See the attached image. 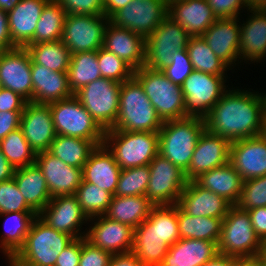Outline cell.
Masks as SVG:
<instances>
[{
    "label": "cell",
    "mask_w": 266,
    "mask_h": 266,
    "mask_svg": "<svg viewBox=\"0 0 266 266\" xmlns=\"http://www.w3.org/2000/svg\"><path fill=\"white\" fill-rule=\"evenodd\" d=\"M149 169L146 197L154 205L177 204L187 183L185 173L160 154L150 162Z\"/></svg>",
    "instance_id": "cell-13"
},
{
    "label": "cell",
    "mask_w": 266,
    "mask_h": 266,
    "mask_svg": "<svg viewBox=\"0 0 266 266\" xmlns=\"http://www.w3.org/2000/svg\"><path fill=\"white\" fill-rule=\"evenodd\" d=\"M120 86L121 83L102 77L74 94L104 131L111 129L116 121Z\"/></svg>",
    "instance_id": "cell-9"
},
{
    "label": "cell",
    "mask_w": 266,
    "mask_h": 266,
    "mask_svg": "<svg viewBox=\"0 0 266 266\" xmlns=\"http://www.w3.org/2000/svg\"><path fill=\"white\" fill-rule=\"evenodd\" d=\"M121 168L116 163L113 154L102 144L89 155L82 168L83 181L99 186L113 196L117 189Z\"/></svg>",
    "instance_id": "cell-26"
},
{
    "label": "cell",
    "mask_w": 266,
    "mask_h": 266,
    "mask_svg": "<svg viewBox=\"0 0 266 266\" xmlns=\"http://www.w3.org/2000/svg\"><path fill=\"white\" fill-rule=\"evenodd\" d=\"M167 16L168 6L164 0H132L116 11L110 22L146 39Z\"/></svg>",
    "instance_id": "cell-14"
},
{
    "label": "cell",
    "mask_w": 266,
    "mask_h": 266,
    "mask_svg": "<svg viewBox=\"0 0 266 266\" xmlns=\"http://www.w3.org/2000/svg\"><path fill=\"white\" fill-rule=\"evenodd\" d=\"M73 240L72 236L53 229L37 215L24 246L9 261V266H55L58 255Z\"/></svg>",
    "instance_id": "cell-3"
},
{
    "label": "cell",
    "mask_w": 266,
    "mask_h": 266,
    "mask_svg": "<svg viewBox=\"0 0 266 266\" xmlns=\"http://www.w3.org/2000/svg\"><path fill=\"white\" fill-rule=\"evenodd\" d=\"M7 216L4 228L6 234L2 237L1 248L9 261L24 246L26 236L30 231L34 219L37 217L35 212H9L0 214Z\"/></svg>",
    "instance_id": "cell-35"
},
{
    "label": "cell",
    "mask_w": 266,
    "mask_h": 266,
    "mask_svg": "<svg viewBox=\"0 0 266 266\" xmlns=\"http://www.w3.org/2000/svg\"><path fill=\"white\" fill-rule=\"evenodd\" d=\"M266 111L261 94L227 90L204 118L205 129L230 142L262 135Z\"/></svg>",
    "instance_id": "cell-1"
},
{
    "label": "cell",
    "mask_w": 266,
    "mask_h": 266,
    "mask_svg": "<svg viewBox=\"0 0 266 266\" xmlns=\"http://www.w3.org/2000/svg\"><path fill=\"white\" fill-rule=\"evenodd\" d=\"M193 70L194 68L186 49L175 52L172 55L171 62L161 69L169 80L180 86Z\"/></svg>",
    "instance_id": "cell-49"
},
{
    "label": "cell",
    "mask_w": 266,
    "mask_h": 266,
    "mask_svg": "<svg viewBox=\"0 0 266 266\" xmlns=\"http://www.w3.org/2000/svg\"><path fill=\"white\" fill-rule=\"evenodd\" d=\"M26 102L18 93L5 88L0 90V112L23 111Z\"/></svg>",
    "instance_id": "cell-54"
},
{
    "label": "cell",
    "mask_w": 266,
    "mask_h": 266,
    "mask_svg": "<svg viewBox=\"0 0 266 266\" xmlns=\"http://www.w3.org/2000/svg\"><path fill=\"white\" fill-rule=\"evenodd\" d=\"M35 163L46 179L52 198L74 195L83 180L81 168L65 164L48 151L36 153Z\"/></svg>",
    "instance_id": "cell-17"
},
{
    "label": "cell",
    "mask_w": 266,
    "mask_h": 266,
    "mask_svg": "<svg viewBox=\"0 0 266 266\" xmlns=\"http://www.w3.org/2000/svg\"><path fill=\"white\" fill-rule=\"evenodd\" d=\"M0 149L15 169L35 163L36 153L28 144L20 127L0 141Z\"/></svg>",
    "instance_id": "cell-43"
},
{
    "label": "cell",
    "mask_w": 266,
    "mask_h": 266,
    "mask_svg": "<svg viewBox=\"0 0 266 266\" xmlns=\"http://www.w3.org/2000/svg\"><path fill=\"white\" fill-rule=\"evenodd\" d=\"M229 162L243 181L266 175V139L259 135L231 142Z\"/></svg>",
    "instance_id": "cell-19"
},
{
    "label": "cell",
    "mask_w": 266,
    "mask_h": 266,
    "mask_svg": "<svg viewBox=\"0 0 266 266\" xmlns=\"http://www.w3.org/2000/svg\"><path fill=\"white\" fill-rule=\"evenodd\" d=\"M108 266H143L138 257L132 252L112 254Z\"/></svg>",
    "instance_id": "cell-58"
},
{
    "label": "cell",
    "mask_w": 266,
    "mask_h": 266,
    "mask_svg": "<svg viewBox=\"0 0 266 266\" xmlns=\"http://www.w3.org/2000/svg\"><path fill=\"white\" fill-rule=\"evenodd\" d=\"M255 234L263 244H266V206L248 210Z\"/></svg>",
    "instance_id": "cell-56"
},
{
    "label": "cell",
    "mask_w": 266,
    "mask_h": 266,
    "mask_svg": "<svg viewBox=\"0 0 266 266\" xmlns=\"http://www.w3.org/2000/svg\"><path fill=\"white\" fill-rule=\"evenodd\" d=\"M205 121L199 117H184L165 121L159 133V154L186 173Z\"/></svg>",
    "instance_id": "cell-4"
},
{
    "label": "cell",
    "mask_w": 266,
    "mask_h": 266,
    "mask_svg": "<svg viewBox=\"0 0 266 266\" xmlns=\"http://www.w3.org/2000/svg\"><path fill=\"white\" fill-rule=\"evenodd\" d=\"M263 246L255 234L248 211L233 205L222 221L219 254L236 257L241 261H255Z\"/></svg>",
    "instance_id": "cell-5"
},
{
    "label": "cell",
    "mask_w": 266,
    "mask_h": 266,
    "mask_svg": "<svg viewBox=\"0 0 266 266\" xmlns=\"http://www.w3.org/2000/svg\"><path fill=\"white\" fill-rule=\"evenodd\" d=\"M38 216L53 229L64 232L74 239L85 237L80 234V226L89 221L74 195L51 198ZM80 234V235H79Z\"/></svg>",
    "instance_id": "cell-18"
},
{
    "label": "cell",
    "mask_w": 266,
    "mask_h": 266,
    "mask_svg": "<svg viewBox=\"0 0 266 266\" xmlns=\"http://www.w3.org/2000/svg\"><path fill=\"white\" fill-rule=\"evenodd\" d=\"M168 16L178 23L190 37L202 36L217 17L208 0H186L168 6Z\"/></svg>",
    "instance_id": "cell-25"
},
{
    "label": "cell",
    "mask_w": 266,
    "mask_h": 266,
    "mask_svg": "<svg viewBox=\"0 0 266 266\" xmlns=\"http://www.w3.org/2000/svg\"><path fill=\"white\" fill-rule=\"evenodd\" d=\"M33 102L50 104L74 95L69 86L68 73L52 71L31 61Z\"/></svg>",
    "instance_id": "cell-27"
},
{
    "label": "cell",
    "mask_w": 266,
    "mask_h": 266,
    "mask_svg": "<svg viewBox=\"0 0 266 266\" xmlns=\"http://www.w3.org/2000/svg\"><path fill=\"white\" fill-rule=\"evenodd\" d=\"M236 206L245 211L266 206V175L243 181Z\"/></svg>",
    "instance_id": "cell-47"
},
{
    "label": "cell",
    "mask_w": 266,
    "mask_h": 266,
    "mask_svg": "<svg viewBox=\"0 0 266 266\" xmlns=\"http://www.w3.org/2000/svg\"><path fill=\"white\" fill-rule=\"evenodd\" d=\"M112 254L93 246L85 237L81 238V254L78 266H108Z\"/></svg>",
    "instance_id": "cell-51"
},
{
    "label": "cell",
    "mask_w": 266,
    "mask_h": 266,
    "mask_svg": "<svg viewBox=\"0 0 266 266\" xmlns=\"http://www.w3.org/2000/svg\"><path fill=\"white\" fill-rule=\"evenodd\" d=\"M238 266H258L255 261H242Z\"/></svg>",
    "instance_id": "cell-65"
},
{
    "label": "cell",
    "mask_w": 266,
    "mask_h": 266,
    "mask_svg": "<svg viewBox=\"0 0 266 266\" xmlns=\"http://www.w3.org/2000/svg\"><path fill=\"white\" fill-rule=\"evenodd\" d=\"M20 128L35 153L48 151L57 135L49 104L26 102L21 114Z\"/></svg>",
    "instance_id": "cell-16"
},
{
    "label": "cell",
    "mask_w": 266,
    "mask_h": 266,
    "mask_svg": "<svg viewBox=\"0 0 266 266\" xmlns=\"http://www.w3.org/2000/svg\"><path fill=\"white\" fill-rule=\"evenodd\" d=\"M96 147L91 140L56 135L48 152L61 159L65 164L82 169Z\"/></svg>",
    "instance_id": "cell-37"
},
{
    "label": "cell",
    "mask_w": 266,
    "mask_h": 266,
    "mask_svg": "<svg viewBox=\"0 0 266 266\" xmlns=\"http://www.w3.org/2000/svg\"><path fill=\"white\" fill-rule=\"evenodd\" d=\"M81 254V238L74 239L58 255L55 266H78Z\"/></svg>",
    "instance_id": "cell-53"
},
{
    "label": "cell",
    "mask_w": 266,
    "mask_h": 266,
    "mask_svg": "<svg viewBox=\"0 0 266 266\" xmlns=\"http://www.w3.org/2000/svg\"><path fill=\"white\" fill-rule=\"evenodd\" d=\"M97 61L103 78L123 83L134 76V69L129 64L103 47L97 50Z\"/></svg>",
    "instance_id": "cell-46"
},
{
    "label": "cell",
    "mask_w": 266,
    "mask_h": 266,
    "mask_svg": "<svg viewBox=\"0 0 266 266\" xmlns=\"http://www.w3.org/2000/svg\"><path fill=\"white\" fill-rule=\"evenodd\" d=\"M230 146L229 140L205 129L198 139L188 171L185 173L186 180H194L200 174L228 163Z\"/></svg>",
    "instance_id": "cell-20"
},
{
    "label": "cell",
    "mask_w": 266,
    "mask_h": 266,
    "mask_svg": "<svg viewBox=\"0 0 266 266\" xmlns=\"http://www.w3.org/2000/svg\"><path fill=\"white\" fill-rule=\"evenodd\" d=\"M22 112L23 111L0 112V141L10 132L20 127Z\"/></svg>",
    "instance_id": "cell-55"
},
{
    "label": "cell",
    "mask_w": 266,
    "mask_h": 266,
    "mask_svg": "<svg viewBox=\"0 0 266 266\" xmlns=\"http://www.w3.org/2000/svg\"><path fill=\"white\" fill-rule=\"evenodd\" d=\"M153 206L146 195H114L104 216L135 229L149 217Z\"/></svg>",
    "instance_id": "cell-34"
},
{
    "label": "cell",
    "mask_w": 266,
    "mask_h": 266,
    "mask_svg": "<svg viewBox=\"0 0 266 266\" xmlns=\"http://www.w3.org/2000/svg\"><path fill=\"white\" fill-rule=\"evenodd\" d=\"M225 76L193 70L181 85L185 98L186 117L204 119L227 91Z\"/></svg>",
    "instance_id": "cell-10"
},
{
    "label": "cell",
    "mask_w": 266,
    "mask_h": 266,
    "mask_svg": "<svg viewBox=\"0 0 266 266\" xmlns=\"http://www.w3.org/2000/svg\"><path fill=\"white\" fill-rule=\"evenodd\" d=\"M134 77L142 85L162 122L186 117L181 86L169 80L161 70L143 66L134 70Z\"/></svg>",
    "instance_id": "cell-7"
},
{
    "label": "cell",
    "mask_w": 266,
    "mask_h": 266,
    "mask_svg": "<svg viewBox=\"0 0 266 266\" xmlns=\"http://www.w3.org/2000/svg\"><path fill=\"white\" fill-rule=\"evenodd\" d=\"M19 0H0V9L8 12L12 10Z\"/></svg>",
    "instance_id": "cell-62"
},
{
    "label": "cell",
    "mask_w": 266,
    "mask_h": 266,
    "mask_svg": "<svg viewBox=\"0 0 266 266\" xmlns=\"http://www.w3.org/2000/svg\"><path fill=\"white\" fill-rule=\"evenodd\" d=\"M31 56L25 47L0 52V83L2 88L18 93L33 102Z\"/></svg>",
    "instance_id": "cell-15"
},
{
    "label": "cell",
    "mask_w": 266,
    "mask_h": 266,
    "mask_svg": "<svg viewBox=\"0 0 266 266\" xmlns=\"http://www.w3.org/2000/svg\"><path fill=\"white\" fill-rule=\"evenodd\" d=\"M150 180L149 165L121 169L117 183L116 196L146 195Z\"/></svg>",
    "instance_id": "cell-45"
},
{
    "label": "cell",
    "mask_w": 266,
    "mask_h": 266,
    "mask_svg": "<svg viewBox=\"0 0 266 266\" xmlns=\"http://www.w3.org/2000/svg\"><path fill=\"white\" fill-rule=\"evenodd\" d=\"M208 3L217 18H238L240 8L251 7L246 0H208Z\"/></svg>",
    "instance_id": "cell-52"
},
{
    "label": "cell",
    "mask_w": 266,
    "mask_h": 266,
    "mask_svg": "<svg viewBox=\"0 0 266 266\" xmlns=\"http://www.w3.org/2000/svg\"><path fill=\"white\" fill-rule=\"evenodd\" d=\"M242 261L236 257L224 254H217L213 259L201 266H238Z\"/></svg>",
    "instance_id": "cell-59"
},
{
    "label": "cell",
    "mask_w": 266,
    "mask_h": 266,
    "mask_svg": "<svg viewBox=\"0 0 266 266\" xmlns=\"http://www.w3.org/2000/svg\"><path fill=\"white\" fill-rule=\"evenodd\" d=\"M194 70L224 76L228 66L209 47L202 36L191 37L186 48Z\"/></svg>",
    "instance_id": "cell-41"
},
{
    "label": "cell",
    "mask_w": 266,
    "mask_h": 266,
    "mask_svg": "<svg viewBox=\"0 0 266 266\" xmlns=\"http://www.w3.org/2000/svg\"><path fill=\"white\" fill-rule=\"evenodd\" d=\"M218 253L216 242L201 239H179L169 247L159 266H201Z\"/></svg>",
    "instance_id": "cell-29"
},
{
    "label": "cell",
    "mask_w": 266,
    "mask_h": 266,
    "mask_svg": "<svg viewBox=\"0 0 266 266\" xmlns=\"http://www.w3.org/2000/svg\"><path fill=\"white\" fill-rule=\"evenodd\" d=\"M237 22V17L217 18L202 35L214 54L229 68L239 58L240 25Z\"/></svg>",
    "instance_id": "cell-24"
},
{
    "label": "cell",
    "mask_w": 266,
    "mask_h": 266,
    "mask_svg": "<svg viewBox=\"0 0 266 266\" xmlns=\"http://www.w3.org/2000/svg\"><path fill=\"white\" fill-rule=\"evenodd\" d=\"M15 167L8 162L0 149V182L12 179L15 173Z\"/></svg>",
    "instance_id": "cell-60"
},
{
    "label": "cell",
    "mask_w": 266,
    "mask_h": 266,
    "mask_svg": "<svg viewBox=\"0 0 266 266\" xmlns=\"http://www.w3.org/2000/svg\"><path fill=\"white\" fill-rule=\"evenodd\" d=\"M67 15H104L103 0H56Z\"/></svg>",
    "instance_id": "cell-50"
},
{
    "label": "cell",
    "mask_w": 266,
    "mask_h": 266,
    "mask_svg": "<svg viewBox=\"0 0 266 266\" xmlns=\"http://www.w3.org/2000/svg\"><path fill=\"white\" fill-rule=\"evenodd\" d=\"M103 144L121 169L146 166L159 154V133L108 129Z\"/></svg>",
    "instance_id": "cell-6"
},
{
    "label": "cell",
    "mask_w": 266,
    "mask_h": 266,
    "mask_svg": "<svg viewBox=\"0 0 266 266\" xmlns=\"http://www.w3.org/2000/svg\"><path fill=\"white\" fill-rule=\"evenodd\" d=\"M191 37L178 23L167 16L145 39V67L161 70L172 55L186 49Z\"/></svg>",
    "instance_id": "cell-11"
},
{
    "label": "cell",
    "mask_w": 266,
    "mask_h": 266,
    "mask_svg": "<svg viewBox=\"0 0 266 266\" xmlns=\"http://www.w3.org/2000/svg\"><path fill=\"white\" fill-rule=\"evenodd\" d=\"M25 48L34 63L43 65L52 71L68 72L71 53L62 40L27 44Z\"/></svg>",
    "instance_id": "cell-38"
},
{
    "label": "cell",
    "mask_w": 266,
    "mask_h": 266,
    "mask_svg": "<svg viewBox=\"0 0 266 266\" xmlns=\"http://www.w3.org/2000/svg\"><path fill=\"white\" fill-rule=\"evenodd\" d=\"M177 205L194 217L224 218L233 206L225 198L199 186L194 180L187 181Z\"/></svg>",
    "instance_id": "cell-21"
},
{
    "label": "cell",
    "mask_w": 266,
    "mask_h": 266,
    "mask_svg": "<svg viewBox=\"0 0 266 266\" xmlns=\"http://www.w3.org/2000/svg\"><path fill=\"white\" fill-rule=\"evenodd\" d=\"M49 106L57 135L91 140L96 146L103 144L105 131L75 95L50 103Z\"/></svg>",
    "instance_id": "cell-8"
},
{
    "label": "cell",
    "mask_w": 266,
    "mask_h": 266,
    "mask_svg": "<svg viewBox=\"0 0 266 266\" xmlns=\"http://www.w3.org/2000/svg\"><path fill=\"white\" fill-rule=\"evenodd\" d=\"M109 22L110 18L104 15H67L61 40L71 55L98 50L103 47L105 30Z\"/></svg>",
    "instance_id": "cell-12"
},
{
    "label": "cell",
    "mask_w": 266,
    "mask_h": 266,
    "mask_svg": "<svg viewBox=\"0 0 266 266\" xmlns=\"http://www.w3.org/2000/svg\"><path fill=\"white\" fill-rule=\"evenodd\" d=\"M262 98H263L264 108L266 111V94L264 96L262 95Z\"/></svg>",
    "instance_id": "cell-68"
},
{
    "label": "cell",
    "mask_w": 266,
    "mask_h": 266,
    "mask_svg": "<svg viewBox=\"0 0 266 266\" xmlns=\"http://www.w3.org/2000/svg\"><path fill=\"white\" fill-rule=\"evenodd\" d=\"M16 48L9 33L7 12L0 9V52Z\"/></svg>",
    "instance_id": "cell-57"
},
{
    "label": "cell",
    "mask_w": 266,
    "mask_h": 266,
    "mask_svg": "<svg viewBox=\"0 0 266 266\" xmlns=\"http://www.w3.org/2000/svg\"><path fill=\"white\" fill-rule=\"evenodd\" d=\"M13 178L27 205L38 215L52 198L41 169L36 163L17 168Z\"/></svg>",
    "instance_id": "cell-32"
},
{
    "label": "cell",
    "mask_w": 266,
    "mask_h": 266,
    "mask_svg": "<svg viewBox=\"0 0 266 266\" xmlns=\"http://www.w3.org/2000/svg\"><path fill=\"white\" fill-rule=\"evenodd\" d=\"M162 124L140 82L133 76L121 83L119 111L111 129L128 132H158Z\"/></svg>",
    "instance_id": "cell-2"
},
{
    "label": "cell",
    "mask_w": 266,
    "mask_h": 266,
    "mask_svg": "<svg viewBox=\"0 0 266 266\" xmlns=\"http://www.w3.org/2000/svg\"><path fill=\"white\" fill-rule=\"evenodd\" d=\"M74 196L87 218L93 221L94 218L106 213L113 195L99 186L82 180Z\"/></svg>",
    "instance_id": "cell-42"
},
{
    "label": "cell",
    "mask_w": 266,
    "mask_h": 266,
    "mask_svg": "<svg viewBox=\"0 0 266 266\" xmlns=\"http://www.w3.org/2000/svg\"><path fill=\"white\" fill-rule=\"evenodd\" d=\"M66 16L56 0H49L41 12L34 37L28 44L61 40Z\"/></svg>",
    "instance_id": "cell-39"
},
{
    "label": "cell",
    "mask_w": 266,
    "mask_h": 266,
    "mask_svg": "<svg viewBox=\"0 0 266 266\" xmlns=\"http://www.w3.org/2000/svg\"><path fill=\"white\" fill-rule=\"evenodd\" d=\"M103 48L123 59L134 70L145 65V39L127 28L109 22Z\"/></svg>",
    "instance_id": "cell-23"
},
{
    "label": "cell",
    "mask_w": 266,
    "mask_h": 266,
    "mask_svg": "<svg viewBox=\"0 0 266 266\" xmlns=\"http://www.w3.org/2000/svg\"><path fill=\"white\" fill-rule=\"evenodd\" d=\"M262 136L266 139V115H265V119H264V122H263Z\"/></svg>",
    "instance_id": "cell-66"
},
{
    "label": "cell",
    "mask_w": 266,
    "mask_h": 266,
    "mask_svg": "<svg viewBox=\"0 0 266 266\" xmlns=\"http://www.w3.org/2000/svg\"><path fill=\"white\" fill-rule=\"evenodd\" d=\"M255 263L258 266H266V244H264L262 250L259 255L255 259Z\"/></svg>",
    "instance_id": "cell-63"
},
{
    "label": "cell",
    "mask_w": 266,
    "mask_h": 266,
    "mask_svg": "<svg viewBox=\"0 0 266 266\" xmlns=\"http://www.w3.org/2000/svg\"><path fill=\"white\" fill-rule=\"evenodd\" d=\"M167 6H170L172 3L186 1V0H164Z\"/></svg>",
    "instance_id": "cell-67"
},
{
    "label": "cell",
    "mask_w": 266,
    "mask_h": 266,
    "mask_svg": "<svg viewBox=\"0 0 266 266\" xmlns=\"http://www.w3.org/2000/svg\"><path fill=\"white\" fill-rule=\"evenodd\" d=\"M177 221L180 239H201L218 244L223 218L194 217L178 206Z\"/></svg>",
    "instance_id": "cell-36"
},
{
    "label": "cell",
    "mask_w": 266,
    "mask_h": 266,
    "mask_svg": "<svg viewBox=\"0 0 266 266\" xmlns=\"http://www.w3.org/2000/svg\"><path fill=\"white\" fill-rule=\"evenodd\" d=\"M194 181L225 198L232 205L239 201L243 180L230 162L200 174Z\"/></svg>",
    "instance_id": "cell-33"
},
{
    "label": "cell",
    "mask_w": 266,
    "mask_h": 266,
    "mask_svg": "<svg viewBox=\"0 0 266 266\" xmlns=\"http://www.w3.org/2000/svg\"><path fill=\"white\" fill-rule=\"evenodd\" d=\"M177 214V204L154 205L149 214L151 221L158 224V234L169 246L180 239Z\"/></svg>",
    "instance_id": "cell-44"
},
{
    "label": "cell",
    "mask_w": 266,
    "mask_h": 266,
    "mask_svg": "<svg viewBox=\"0 0 266 266\" xmlns=\"http://www.w3.org/2000/svg\"><path fill=\"white\" fill-rule=\"evenodd\" d=\"M67 73L73 94L90 82L102 78L97 61V50L72 54Z\"/></svg>",
    "instance_id": "cell-40"
},
{
    "label": "cell",
    "mask_w": 266,
    "mask_h": 266,
    "mask_svg": "<svg viewBox=\"0 0 266 266\" xmlns=\"http://www.w3.org/2000/svg\"><path fill=\"white\" fill-rule=\"evenodd\" d=\"M49 0H19L7 12L9 33L16 47H25L34 37L41 12Z\"/></svg>",
    "instance_id": "cell-28"
},
{
    "label": "cell",
    "mask_w": 266,
    "mask_h": 266,
    "mask_svg": "<svg viewBox=\"0 0 266 266\" xmlns=\"http://www.w3.org/2000/svg\"><path fill=\"white\" fill-rule=\"evenodd\" d=\"M249 10L252 16L240 26L239 59L258 62L266 57V10Z\"/></svg>",
    "instance_id": "cell-31"
},
{
    "label": "cell",
    "mask_w": 266,
    "mask_h": 266,
    "mask_svg": "<svg viewBox=\"0 0 266 266\" xmlns=\"http://www.w3.org/2000/svg\"><path fill=\"white\" fill-rule=\"evenodd\" d=\"M132 0H103L104 16L110 18L116 11L128 5Z\"/></svg>",
    "instance_id": "cell-61"
},
{
    "label": "cell",
    "mask_w": 266,
    "mask_h": 266,
    "mask_svg": "<svg viewBox=\"0 0 266 266\" xmlns=\"http://www.w3.org/2000/svg\"><path fill=\"white\" fill-rule=\"evenodd\" d=\"M98 221L85 233V238L93 246L111 254L125 253L132 250L134 229L129 225L98 216Z\"/></svg>",
    "instance_id": "cell-22"
},
{
    "label": "cell",
    "mask_w": 266,
    "mask_h": 266,
    "mask_svg": "<svg viewBox=\"0 0 266 266\" xmlns=\"http://www.w3.org/2000/svg\"><path fill=\"white\" fill-rule=\"evenodd\" d=\"M251 7L257 10H266V0H256Z\"/></svg>",
    "instance_id": "cell-64"
},
{
    "label": "cell",
    "mask_w": 266,
    "mask_h": 266,
    "mask_svg": "<svg viewBox=\"0 0 266 266\" xmlns=\"http://www.w3.org/2000/svg\"><path fill=\"white\" fill-rule=\"evenodd\" d=\"M169 247L158 234V224H154L149 217L134 229L131 251L143 266H159Z\"/></svg>",
    "instance_id": "cell-30"
},
{
    "label": "cell",
    "mask_w": 266,
    "mask_h": 266,
    "mask_svg": "<svg viewBox=\"0 0 266 266\" xmlns=\"http://www.w3.org/2000/svg\"><path fill=\"white\" fill-rule=\"evenodd\" d=\"M9 212H34L27 205L14 178L0 182V214Z\"/></svg>",
    "instance_id": "cell-48"
},
{
    "label": "cell",
    "mask_w": 266,
    "mask_h": 266,
    "mask_svg": "<svg viewBox=\"0 0 266 266\" xmlns=\"http://www.w3.org/2000/svg\"><path fill=\"white\" fill-rule=\"evenodd\" d=\"M256 0H246V2L251 6Z\"/></svg>",
    "instance_id": "cell-69"
}]
</instances>
